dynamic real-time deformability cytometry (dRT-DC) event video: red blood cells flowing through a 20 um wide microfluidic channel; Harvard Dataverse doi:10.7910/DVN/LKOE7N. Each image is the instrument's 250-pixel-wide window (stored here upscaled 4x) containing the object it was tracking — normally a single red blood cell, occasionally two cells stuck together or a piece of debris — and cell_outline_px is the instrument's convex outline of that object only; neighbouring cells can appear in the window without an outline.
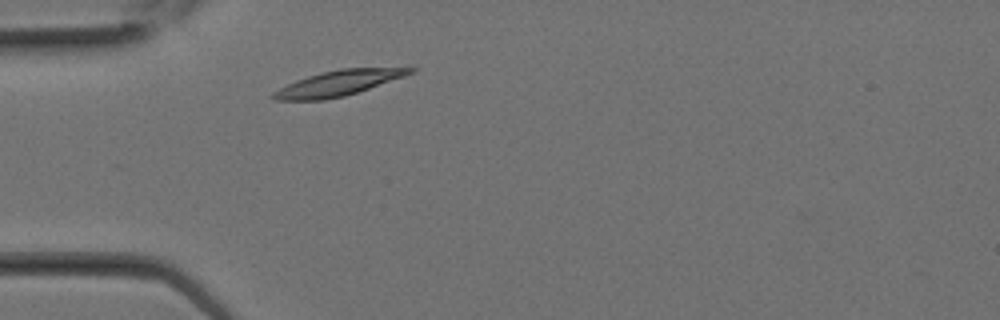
{"species": "Egyptian fruit bat (a non-hibernating species)", "species_latin": "Rousettus aegyptiacus", "temperature_condition": "room temperature", "stored_images_in_passage": 5, "camera_frame_rate_fps": 3000, "um_per_image_px": 0.085, "animal": {"sex": "female"}, "frame": {"image": 1, "passage_image": 3, "time_ms": 0.667, "image_size_px": [1000, 320], "cell_outline_px": [[416, 68], [412, 72], [404, 76], [344, 96], [324, 100], [272, 100], [268, 96], [272, 92], [296, 80], [308, 76], [340, 68]], "centroid_in_image_um": [28.65, 7.08], "position_along_channel_um": 56.4, "area_um2": 19.77}}
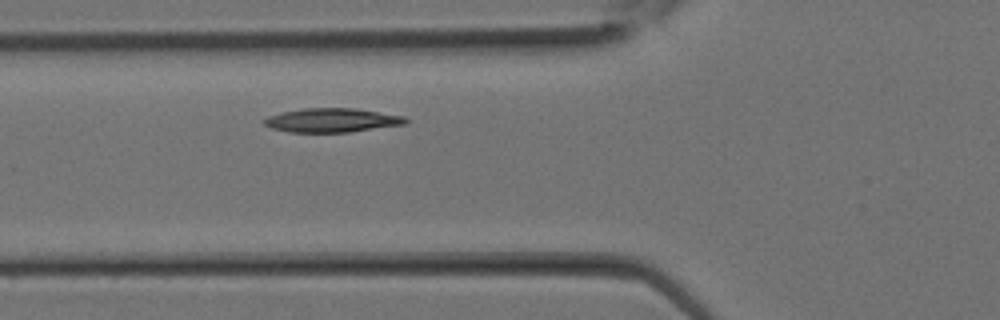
{"frame": {"image": 2, "passage_image": 5, "time_ms": 1.333, "image_size_px": [1000, 320], "cell_outline_px": [[408, 124], [348, 132], [288, 132], [272, 128], [264, 124], [264, 120], [268, 116], [284, 112], [304, 108], [356, 108], [404, 116], [408, 120]], "centroid_in_image_um": [28.26, 10.22], "position_along_channel_um": 97.5, "area_um2": 19.71}}